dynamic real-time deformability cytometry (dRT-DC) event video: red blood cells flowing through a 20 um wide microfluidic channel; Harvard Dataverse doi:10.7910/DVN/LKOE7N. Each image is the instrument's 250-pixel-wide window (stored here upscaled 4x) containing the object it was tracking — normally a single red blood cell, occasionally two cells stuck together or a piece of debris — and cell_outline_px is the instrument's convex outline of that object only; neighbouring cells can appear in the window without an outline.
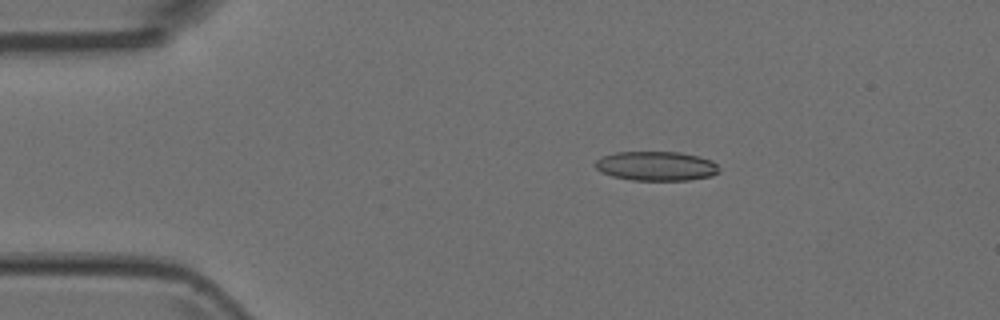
{"species": "Egyptian fruit bat (a non-hibernating species)", "species_latin": "Rousettus aegyptiacus", "temperature_condition": "room temperature", "stored_images_in_passage": 5, "camera_frame_rate_fps": 3000, "um_per_image_px": 0.085, "animal": {"sex": "female"}, "frame": {"image": 1, "passage_image": 3, "time_ms": 0.667, "image_size_px": [1000, 320], "cell_outline_px": [[720, 172], [712, 176], [688, 180], [632, 180], [612, 176], [600, 172], [592, 164], [596, 160], [604, 156], [616, 152], [680, 152], [700, 156], [712, 160], [720, 168]], "centroid_in_image_um": [55.79, 14.11], "position_along_channel_um": 29.2, "area_um2": 21.39}}
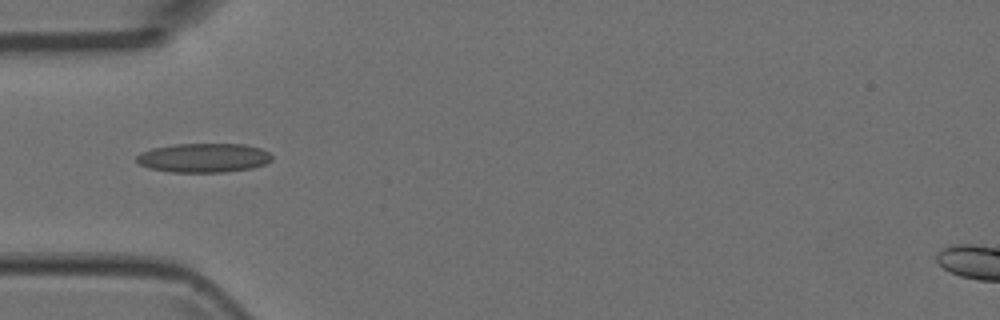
{"frame": {"image": 2, "passage_image": 5, "time_ms": 1.333, "image_size_px": [1000, 320], "cell_outline_px": [[272, 160], [264, 164], [252, 168], [224, 172], [172, 172], [148, 168], [140, 164], [136, 160], [136, 156], [140, 152], [152, 148], [176, 144], [244, 144], [260, 148], [268, 152], [272, 156]], "centroid_in_image_um": [17.3, 13.41], "position_along_channel_um": 67.7, "area_um2": 23.0}}